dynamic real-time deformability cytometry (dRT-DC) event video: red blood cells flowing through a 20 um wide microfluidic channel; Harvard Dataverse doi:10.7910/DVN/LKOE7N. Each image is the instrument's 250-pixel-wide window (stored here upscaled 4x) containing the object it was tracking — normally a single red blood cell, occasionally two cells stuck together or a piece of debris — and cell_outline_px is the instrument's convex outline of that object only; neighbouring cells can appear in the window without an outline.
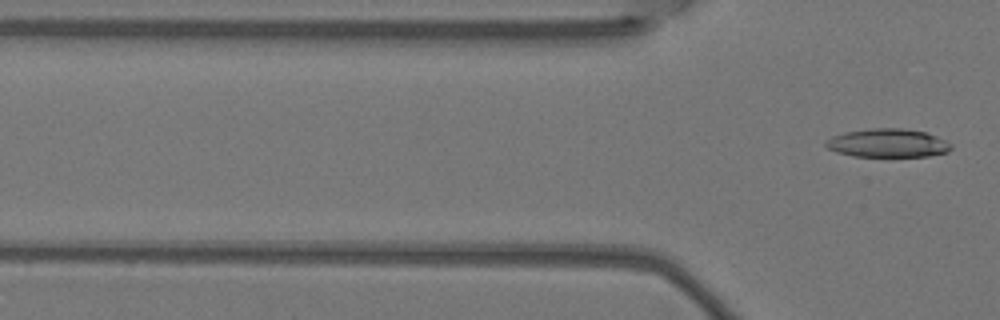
{"species": "Egyptian fruit bat (a non-hibernating species)", "species_latin": "Rousettus aegyptiacus", "temperature_condition": "warm", "stored_images_in_passage": 5, "camera_frame_rate_fps": 3000, "um_per_image_px": 0.085, "animal": {"sex": "female"}, "frame": {"image": 1, "passage_image": 5, "time_ms": 1.333, "image_size_px": [1000, 320], "cell_outline_px": [[952, 148], [948, 152], [928, 156], [852, 156], [836, 152], [828, 148], [824, 144], [824, 140], [832, 136], [844, 132], [872, 128], [904, 128], [924, 132], [936, 136], [952, 144]], "centroid_in_image_um": [75.43, 12.16], "position_along_channel_um": 50.4, "area_um2": 20.87}}